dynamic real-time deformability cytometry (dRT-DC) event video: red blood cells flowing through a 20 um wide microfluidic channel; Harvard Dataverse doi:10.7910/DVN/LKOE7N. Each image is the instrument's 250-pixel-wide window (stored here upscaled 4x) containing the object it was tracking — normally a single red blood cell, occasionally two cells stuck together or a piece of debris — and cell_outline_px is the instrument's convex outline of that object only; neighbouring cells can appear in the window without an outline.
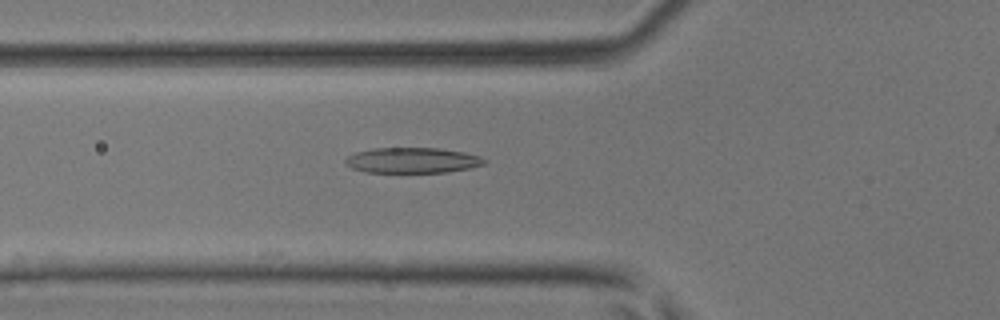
{"species": "common noctule bat (a hibernating species)", "species_latin": "Nyctalus noctula", "temperature_condition": "room temperature", "stored_images_in_passage": 7, "camera_frame_rate_fps": 3000, "um_per_image_px": 0.085, "animal": {"sex": "male", "body_mass_g": 17.9, "forearm_length_mm": 54.2}, "frame": {"image": 1, "passage_image": 4, "time_ms": 1.0, "image_size_px": [1000, 320], "cell_outline_px": [[488, 160], [484, 164], [468, 168], [448, 172], [364, 172], [352, 168], [344, 160], [348, 156], [356, 152], [372, 148], [440, 148], [464, 152], [480, 156]], "centroid_in_image_um": [35.07, 13.62], "position_along_channel_um": 90.7, "area_um2": 20.58}}
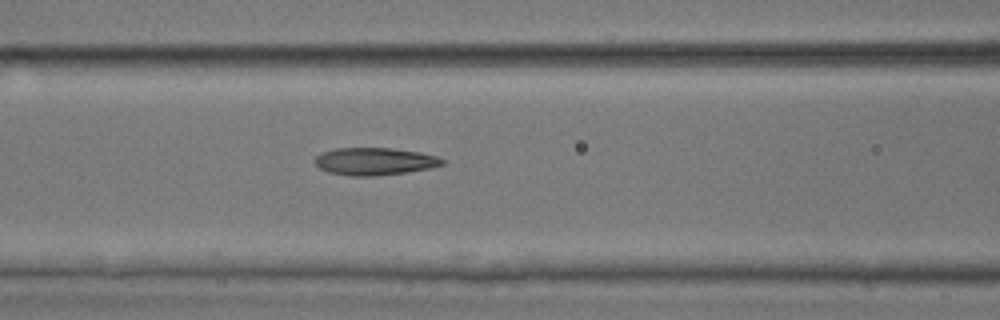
{"frame": {"image": 2, "passage_image": 7, "time_ms": 2.0, "image_size_px": [1000, 320], "cell_outline_px": [[448, 160], [444, 164], [432, 168], [404, 172], [372, 176], [352, 176], [328, 172], [320, 168], [312, 160], [320, 152], [336, 148], [392, 148], [420, 152], [436, 156]], "centroid_in_image_um": [31.84, 13.71], "position_along_channel_um": 134.8, "area_um2": 20.52}}